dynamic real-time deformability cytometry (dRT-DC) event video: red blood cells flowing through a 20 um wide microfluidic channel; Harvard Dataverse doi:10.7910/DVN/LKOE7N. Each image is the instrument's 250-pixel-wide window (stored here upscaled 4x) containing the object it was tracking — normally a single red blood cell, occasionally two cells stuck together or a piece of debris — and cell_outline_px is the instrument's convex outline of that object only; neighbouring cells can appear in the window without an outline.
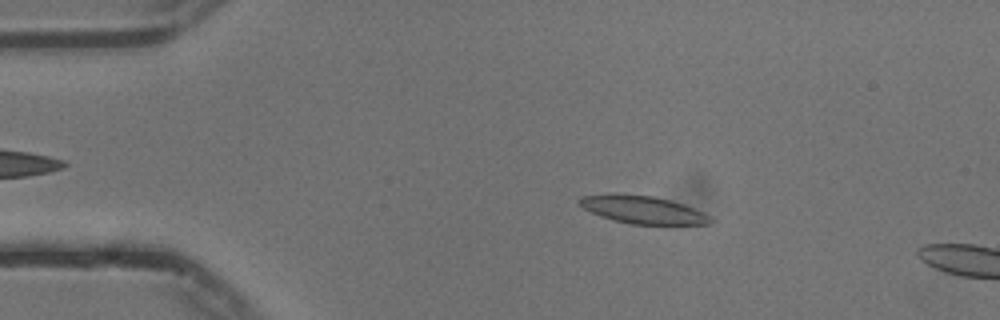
{"species": "common noctule bat (a hibernating species)", "species_latin": "Nyctalus noctula", "temperature_condition": "cold", "stored_images_in_passage": 55, "camera_frame_rate_fps": 3000, "um_per_image_px": 0.085, "animal": {"sex": "male", "body_mass_g": 13.3}, "frame": {"image": 1, "passage_image": 9, "time_ms": 2.667, "image_size_px": [1000, 320], "cell_outline_px": [[712, 220], [708, 224], [632, 224], [600, 216], [584, 208], [576, 200], [580, 196], [608, 192], [620, 192], [652, 196], [684, 204], [704, 212], [712, 216]], "centroid_in_image_um": [54.59, 17.79], "position_along_channel_um": 30.4, "area_um2": 21.44}}
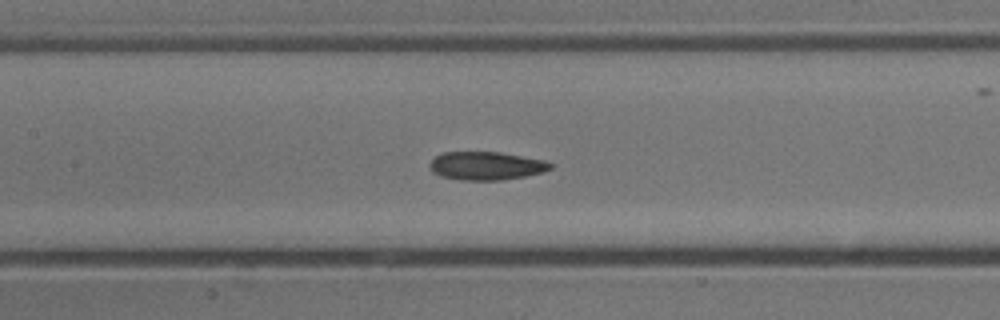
{"frame": {"image": 2, "passage_image": 24, "time_ms": 7.667, "image_size_px": [1000, 320], "cell_outline_px": [[552, 168], [544, 172], [524, 176], [500, 180], [460, 180], [440, 176], [432, 172], [428, 164], [436, 156], [444, 152], [500, 152], [544, 160], [552, 164]], "centroid_in_image_um": [41.31, 14.09], "position_along_channel_um": 166.1, "area_um2": 19.88}}
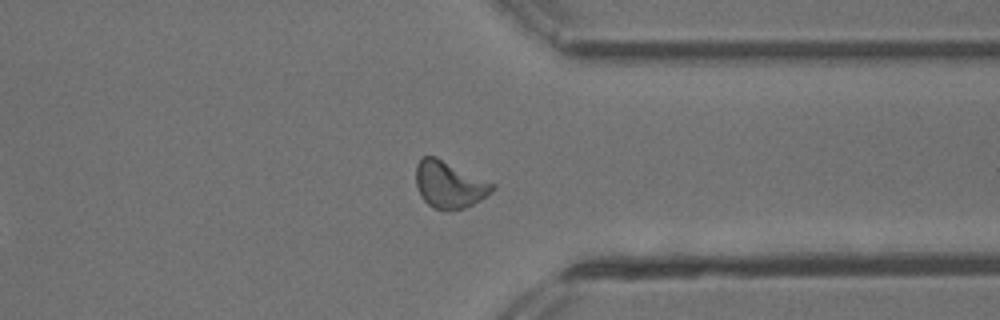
{"frame": {"image": 3, "passage_image": 41, "time_ms": 13.333, "image_size_px": [1000, 320], "cell_outline_px": [[496, 188], [492, 192], [480, 200], [464, 208], [432, 208], [420, 196], [416, 184], [416, 164], [420, 156], [436, 156], [496, 184]], "centroid_in_image_um": [38.19, 15.65], "position_along_channel_um": 373.2, "area_um2": 20.81}, "authors_computed_cell_mechanics": {"area_um2": 20.4612, "velocity_mm_per_s": 3.7211, "shape_relaxation_time_tau1_ms": 6.3975, "shape_relaxation_time_tau2_ms": 2.1701, "deformation_change_tau1": 0.1614, "deformation_change_tau2": 0.0794}}